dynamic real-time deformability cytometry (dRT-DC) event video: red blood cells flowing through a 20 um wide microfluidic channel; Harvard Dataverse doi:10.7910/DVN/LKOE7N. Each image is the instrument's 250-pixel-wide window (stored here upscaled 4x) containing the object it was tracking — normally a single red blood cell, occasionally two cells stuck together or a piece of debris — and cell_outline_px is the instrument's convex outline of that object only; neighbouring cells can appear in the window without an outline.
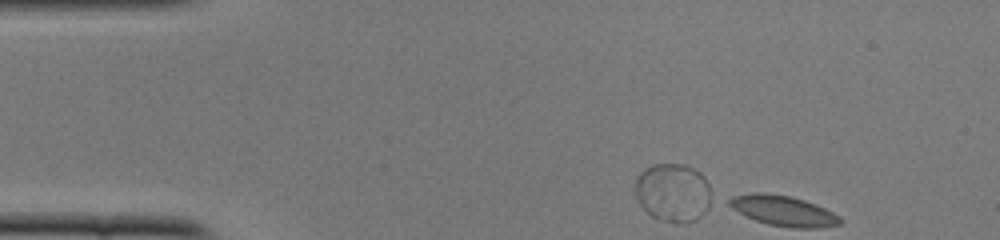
{"species": "common noctule bat (a hibernating species)", "species_latin": "Nyctalus noctula", "temperature_condition": "cold", "stored_images_in_passage": 2, "segment_of_instrument_passage": [1, 2], "camera_frame_rate_fps": 3000, "um_per_image_px": 0.085, "animal": {"sex": "female", "body_mass_g": 22.0, "forearm_length_mm": 56.7}, "frame": {"image": 1, "passage_image": 1, "time_ms": 0.0, "image_size_px": [1000, 240], "cell_outline_px": [[716, 204], [696, 220], [676, 224], [652, 216], [636, 200], [636, 180], [640, 172], [644, 168], [652, 164], [684, 164], [700, 172], [704, 176], [716, 200]], "centroid_in_image_um": [57.29, 16.38], "position_along_channel_um": 27.7, "area_um2": 26.65}}